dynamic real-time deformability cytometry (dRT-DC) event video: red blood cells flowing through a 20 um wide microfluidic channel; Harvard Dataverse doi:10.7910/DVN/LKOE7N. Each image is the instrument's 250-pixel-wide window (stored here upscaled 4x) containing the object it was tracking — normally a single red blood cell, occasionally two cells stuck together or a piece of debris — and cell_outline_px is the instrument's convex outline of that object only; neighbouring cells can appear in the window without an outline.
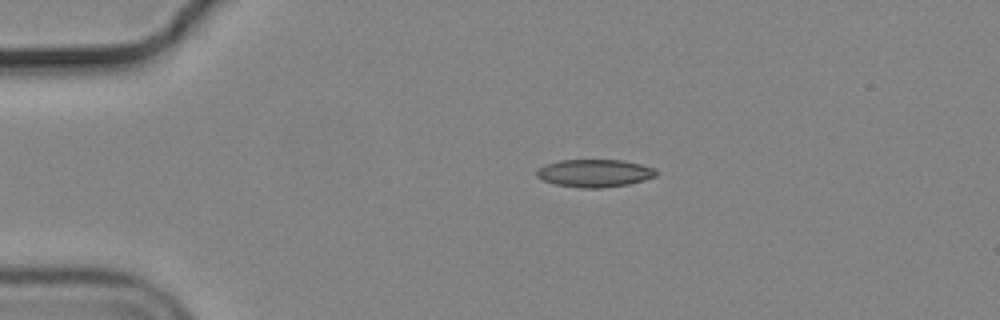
{"species": "common noctule bat (a hibernating species)", "species_latin": "Nyctalus noctula", "temperature_condition": "cold", "stored_images_in_passage": 44, "camera_frame_rate_fps": 3000, "um_per_image_px": 0.085, "animal": {"sex": "male", "body_mass_g": 19.2, "forearm_length_mm": 51.8}, "frame": {"image": 1, "passage_image": 1, "time_ms": 0.0, "image_size_px": [1000, 320], "cell_outline_px": [[656, 176], [644, 180], [628, 184], [604, 188], [580, 188], [552, 184], [536, 176], [536, 168], [544, 164], [560, 160], [624, 160], [656, 168]], "centroid_in_image_um": [50.5, 14.72], "position_along_channel_um": 34.5, "area_um2": 19.54}}
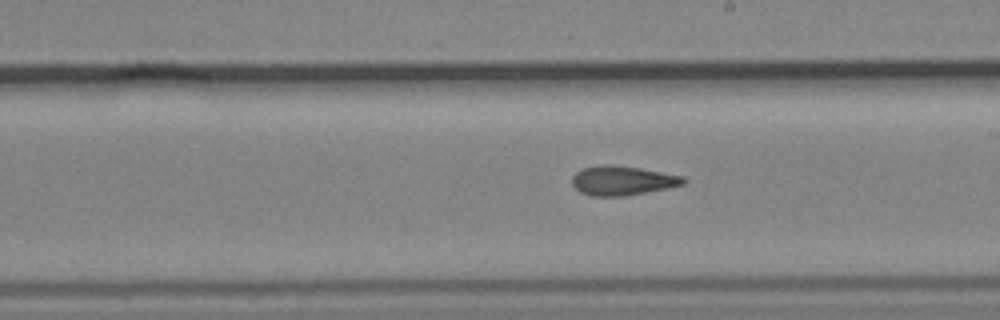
{"frame": {"image": 2, "passage_image": 21, "time_ms": 6.667, "image_size_px": [1000, 320], "cell_outline_px": [[688, 180], [684, 184], [644, 192], [620, 196], [592, 196], [580, 192], [572, 184], [572, 176], [576, 172], [584, 168], [604, 164], [612, 164], [640, 168], [684, 176]], "centroid_in_image_um": [52.89, 15.33], "position_along_channel_um": 236.1, "area_um2": 18.84}}
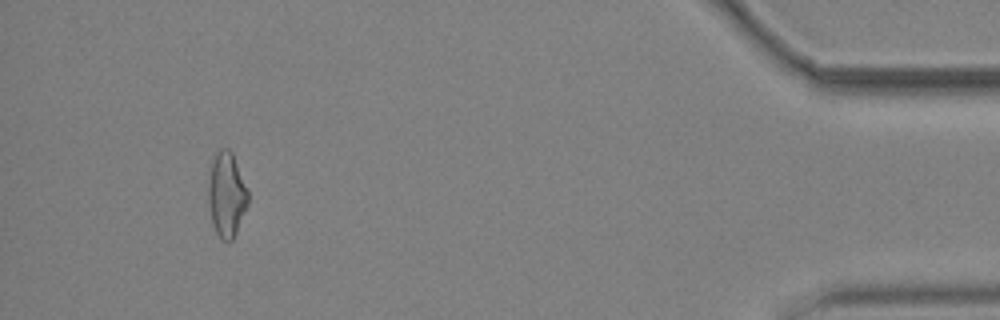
{"frame": {"image": 3, "passage_image": 41, "time_ms": 13.333, "image_size_px": [1000, 320], "cell_outline_px": [[248, 204], [236, 232], [232, 240], [220, 240], [212, 224], [208, 200], [208, 184], [212, 164], [216, 152], [220, 148], [228, 148], [232, 152], [248, 192]], "centroid_in_image_um": [19.25, 16.56], "position_along_channel_um": 416.0, "area_um2": 19.36}, "authors_computed_cell_mechanics": {"area_um2": 19.074, "velocity_mm_per_s": 3.7032, "shape_relaxation_time_tau1_ms": null, "shape_relaxation_time_tau2_ms": 5.807, "deformation_change_tau1": null, "deformation_change_tau2": 0.1629}}